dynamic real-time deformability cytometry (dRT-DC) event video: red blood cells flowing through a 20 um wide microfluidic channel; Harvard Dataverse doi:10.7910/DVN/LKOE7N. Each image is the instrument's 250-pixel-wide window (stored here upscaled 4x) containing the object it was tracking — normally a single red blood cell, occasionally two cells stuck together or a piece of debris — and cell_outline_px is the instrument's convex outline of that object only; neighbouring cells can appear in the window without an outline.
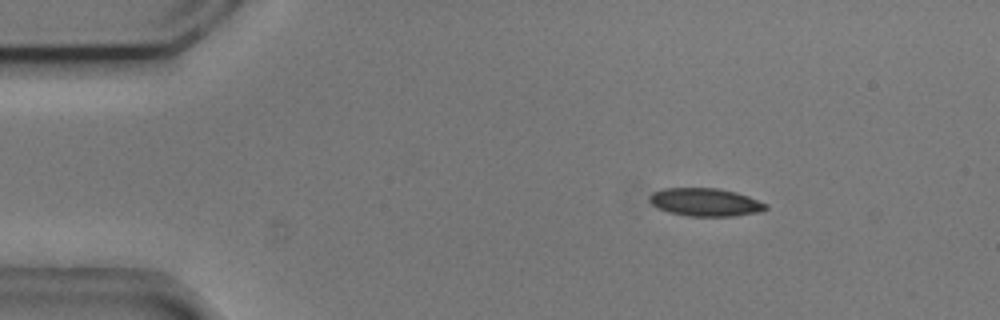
{"species": "common noctule bat (a hibernating species)", "species_latin": "Nyctalus noctula", "temperature_condition": "cold", "stored_images_in_passage": 55, "camera_frame_rate_fps": 3000, "um_per_image_px": 0.085, "animal": {"sex": "male", "body_mass_g": 20.5, "forearm_length_mm": 52.5}, "frame": {"image": 1, "passage_image": 9, "time_ms": 2.667, "image_size_px": [1000, 320], "cell_outline_px": [[768, 208], [756, 212], [736, 216], [688, 216], [668, 212], [652, 204], [648, 200], [648, 196], [652, 192], [664, 188], [716, 188], [736, 192], [748, 196], [768, 204]], "centroid_in_image_um": [59.93, 17.18], "position_along_channel_um": 25.1, "area_um2": 18.96}}
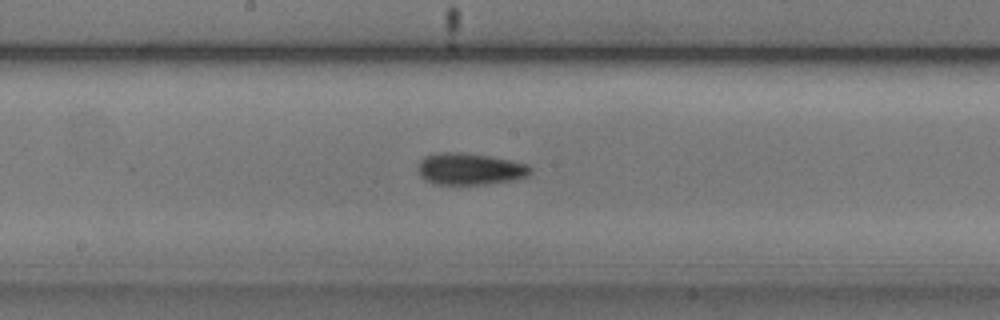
{"frame": {"image": 2, "passage_image": 29, "time_ms": 9.333, "image_size_px": [1000, 320], "cell_outline_px": [[532, 172], [528, 176], [512, 180], [484, 184], [436, 184], [424, 180], [420, 176], [420, 160], [424, 156], [440, 152], [460, 152], [488, 156], [528, 164], [532, 168]], "centroid_in_image_um": [39.95, 14.36], "position_along_channel_um": 208.3, "area_um2": 20.63}}
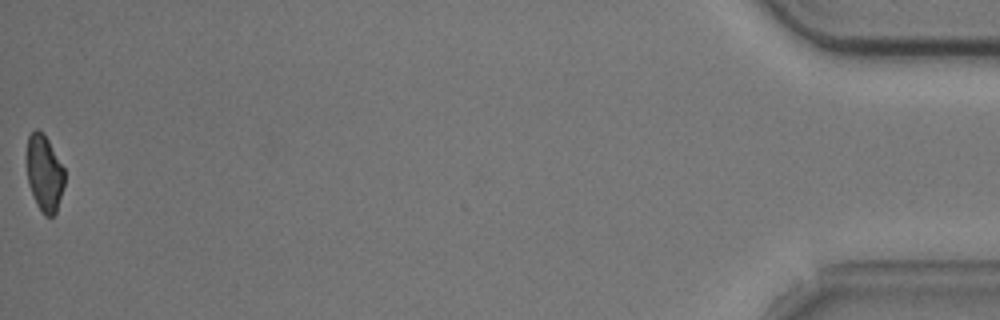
{"frame": {"image": 3, "passage_image": 55, "time_ms": 18.0, "image_size_px": [1000, 320], "cell_outline_px": [[64, 184], [56, 212], [52, 216], [44, 216], [36, 204], [28, 184], [28, 136], [36, 128], [48, 140], [64, 168]], "centroid_in_image_um": [3.78, 14.76], "position_along_channel_um": 431.4, "area_um2": 16.42}, "authors_computed_cell_mechanics": {"area_um2": 19.3052, "velocity_mm_per_s": 3.7229, "shape_relaxation_time_tau1_ms": 5.1315, "shape_relaxation_time_tau2_ms": null, "deformation_change_tau1": 0.1154, "deformation_change_tau2": null}}